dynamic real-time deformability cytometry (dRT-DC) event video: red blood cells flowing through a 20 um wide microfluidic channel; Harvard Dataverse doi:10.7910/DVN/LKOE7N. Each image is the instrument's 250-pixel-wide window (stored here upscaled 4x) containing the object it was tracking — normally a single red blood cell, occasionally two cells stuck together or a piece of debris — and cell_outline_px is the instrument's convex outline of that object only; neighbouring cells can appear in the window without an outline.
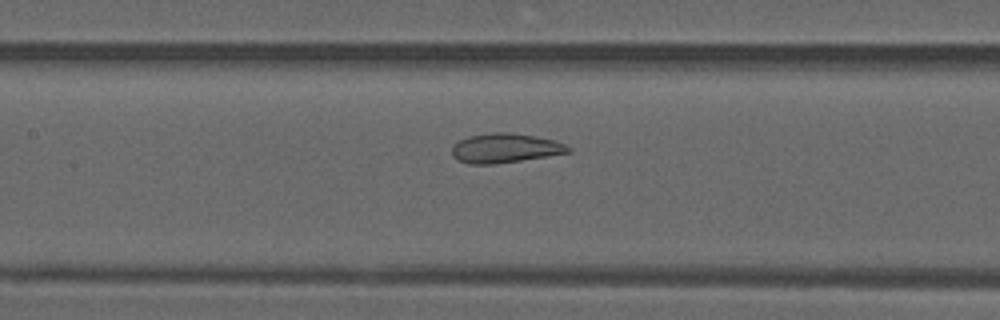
{"species": "common noctule bat (a hibernating species)", "species_latin": "Nyctalus noctula", "temperature_condition": "warm", "stored_images_in_passage": 49, "camera_frame_rate_fps": 3000, "um_per_image_px": 0.085, "animal": {"sex": "male", "forearm_length_mm": 52.5}, "frame": {"image": 1, "passage_image": 23, "time_ms": 7.333, "image_size_px": [1000, 320], "cell_outline_px": [[572, 152], [520, 160], [492, 164], [468, 164], [456, 160], [452, 156], [452, 144], [468, 136], [492, 132], [512, 132], [552, 140], [564, 144], [572, 148]], "centroid_in_image_um": [42.88, 12.59], "position_along_channel_um": 164.5, "area_um2": 19.88}}
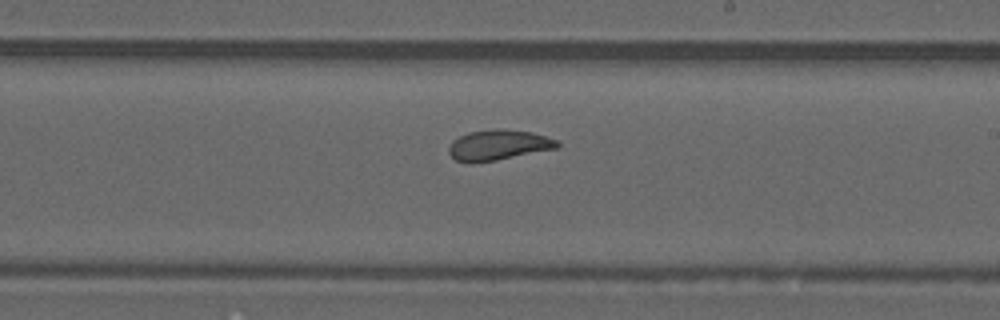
{"frame": {"image": 2, "passage_image": 29, "time_ms": 9.333, "image_size_px": [1000, 320], "cell_outline_px": [[560, 148], [496, 160], [472, 164], [468, 164], [456, 160], [448, 152], [448, 148], [452, 140], [468, 132], [496, 128], [532, 132], [560, 140]], "centroid_in_image_um": [42.38, 12.33], "position_along_channel_um": 246.6, "area_um2": 19.59}}
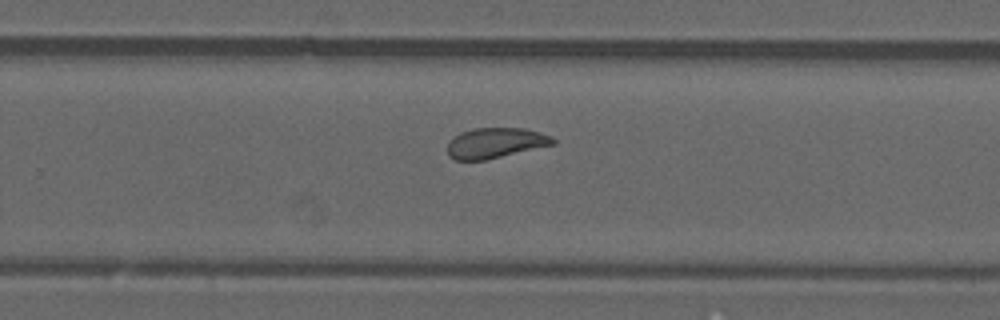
{"frame": {"image": 3, "passage_image": 32, "time_ms": 10.333, "image_size_px": [1000, 320], "cell_outline_px": [[556, 144], [484, 160], [456, 160], [448, 156], [448, 144], [460, 132], [472, 128], [524, 128], [540, 132], [552, 136], [556, 140]], "centroid_in_image_um": [42.14, 12.14], "position_along_channel_um": 287.7, "area_um2": 18.61}, "authors_computed_cell_mechanics": {"area_um2": 20.808, "velocity_mm_per_s": 4.1451, "shape_relaxation_time_tau1_ms": null, "shape_relaxation_time_tau2_ms": 0.7542, "deformation_change_tau1": null, "deformation_change_tau2": 0.0732}}